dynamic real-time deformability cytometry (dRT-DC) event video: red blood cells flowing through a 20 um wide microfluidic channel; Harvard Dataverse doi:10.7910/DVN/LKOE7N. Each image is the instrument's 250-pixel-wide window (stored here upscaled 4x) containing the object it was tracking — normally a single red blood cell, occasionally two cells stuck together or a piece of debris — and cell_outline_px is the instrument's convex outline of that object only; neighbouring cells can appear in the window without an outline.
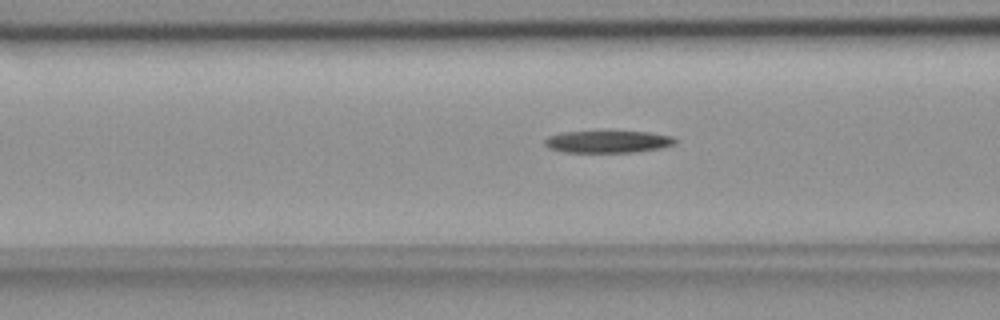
{"species": "common noctule bat (a hibernating species)", "species_latin": "Nyctalus noctula", "temperature_condition": "room temperature", "stored_images_in_passage": 41, "camera_frame_rate_fps": 3000, "um_per_image_px": 0.085, "animal": {"sex": "female", "body_mass_g": 18.4}, "frame": {"image": 1, "passage_image": 7, "time_ms": 2.0, "image_size_px": [1000, 320], "cell_outline_px": [[676, 144], [664, 148], [636, 152], [564, 152], [548, 148], [544, 144], [544, 140], [548, 136], [564, 132], [648, 132], [672, 136], [676, 140]], "centroid_in_image_um": [51.69, 12.06], "position_along_channel_um": 114.9, "area_um2": 16.82}}
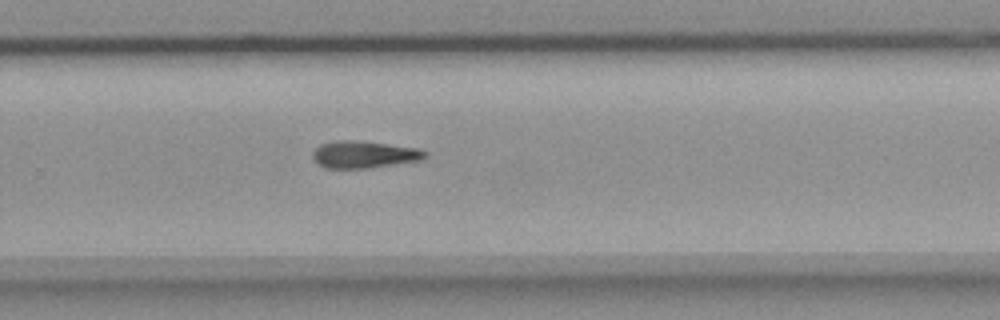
{"frame": {"image": 2, "passage_image": 22, "time_ms": 7.0, "image_size_px": [1000, 320], "cell_outline_px": [[428, 156], [424, 160], [368, 168], [324, 168], [312, 156], [312, 152], [320, 144], [336, 140], [356, 140], [420, 148], [428, 152]], "centroid_in_image_um": [31.0, 13.13], "position_along_channel_um": 298.8, "area_um2": 17.92}}
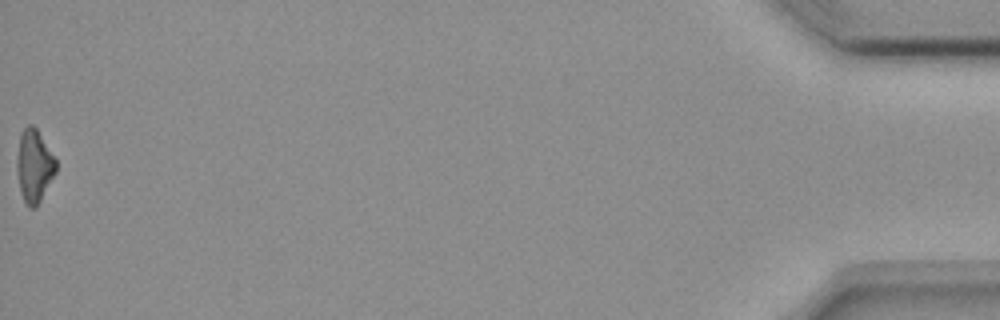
{"frame": {"image": 3, "passage_image": 41, "time_ms": 13.333, "image_size_px": [1000, 320], "cell_outline_px": [[56, 172], [36, 208], [28, 208], [20, 192], [16, 172], [16, 160], [20, 132], [28, 124], [32, 124], [36, 128], [56, 160]], "centroid_in_image_um": [2.87, 14.11], "position_along_channel_um": 432.3, "area_um2": 16.65}}